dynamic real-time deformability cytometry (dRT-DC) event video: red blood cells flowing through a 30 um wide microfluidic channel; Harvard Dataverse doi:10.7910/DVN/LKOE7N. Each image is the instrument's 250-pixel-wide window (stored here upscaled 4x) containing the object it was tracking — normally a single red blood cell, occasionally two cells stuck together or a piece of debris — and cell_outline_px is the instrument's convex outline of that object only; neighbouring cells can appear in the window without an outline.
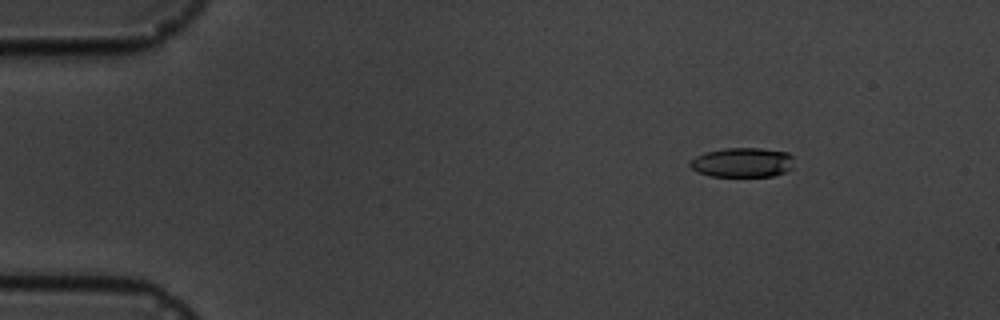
{"species": "common noctule bat (a hibernating species)", "species_latin": "Nyctalus noctula", "temperature_condition": "cold", "stored_images_in_passage": 5, "camera_frame_rate_fps": 3000, "um_per_image_px": 0.085, "animal": {"sex": "male", "body_mass_g": 19.5, "forearm_length_mm": 54.6}, "frame": {"image": 1, "passage_image": 1, "time_ms": 0.0, "image_size_px": [1000, 320], "cell_outline_px": [[792, 168], [784, 172], [772, 176], [708, 176], [692, 168], [688, 164], [696, 156], [704, 152], [724, 148], [760, 148], [788, 152], [792, 156]], "centroid_in_image_um": [63.1, 13.8], "position_along_channel_um": 21.9, "area_um2": 17.86}}
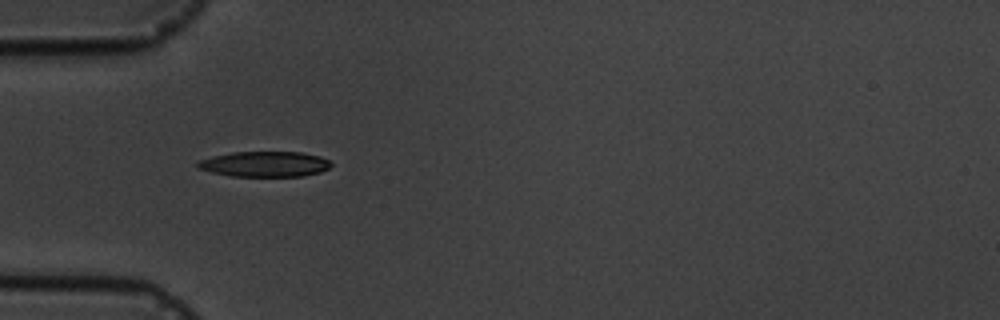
{"frame": {"image": 2, "passage_image": 4, "time_ms": 3.333, "image_size_px": [1000, 320], "cell_outline_px": [[332, 164], [328, 168], [320, 172], [304, 176], [232, 176], [212, 172], [196, 168], [196, 160], [212, 156], [232, 152], [300, 152], [320, 156], [328, 160]], "centroid_in_image_um": [22.46, 13.94], "position_along_channel_um": 62.5, "area_um2": 19.83}}
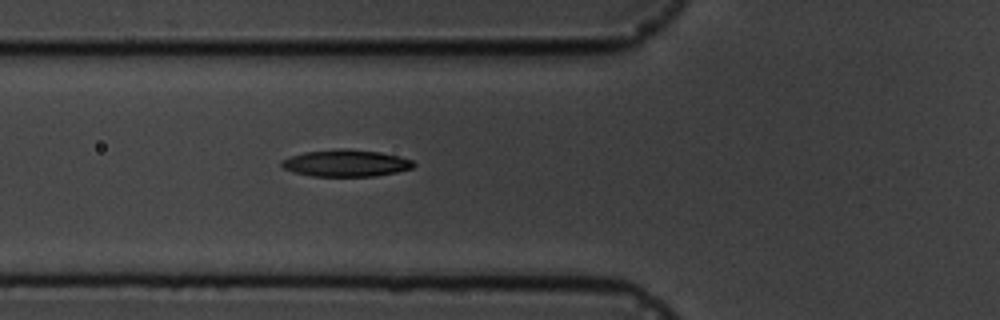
{"frame": {"image": 3, "passage_image": 5, "time_ms": 4.333, "image_size_px": [1000, 320], "cell_outline_px": [[416, 164], [412, 168], [396, 172], [376, 176], [312, 176], [292, 172], [284, 168], [280, 164], [280, 160], [304, 152], [340, 148], [348, 148], [380, 152], [400, 156], [412, 160]], "centroid_in_image_um": [29.4, 13.86], "position_along_channel_um": 96.4, "area_um2": 20.81}}